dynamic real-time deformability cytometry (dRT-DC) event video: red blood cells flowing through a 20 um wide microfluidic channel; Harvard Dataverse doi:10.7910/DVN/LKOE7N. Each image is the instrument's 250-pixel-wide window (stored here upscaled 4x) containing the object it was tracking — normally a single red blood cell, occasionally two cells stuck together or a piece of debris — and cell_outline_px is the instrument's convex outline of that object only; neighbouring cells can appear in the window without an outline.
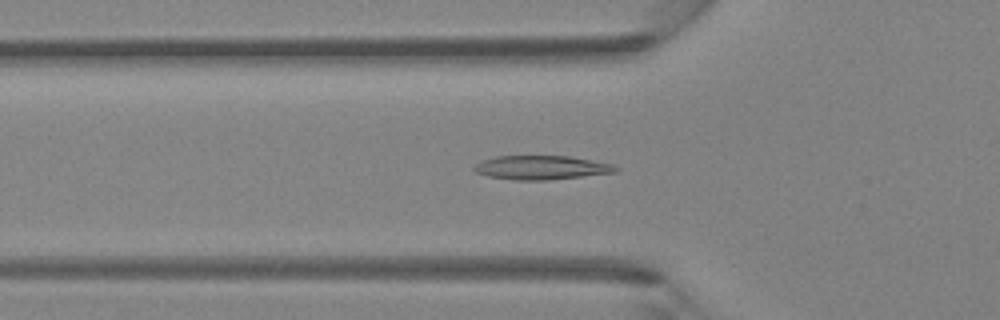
{"species": "Egyptian fruit bat (a non-hibernating species)", "species_latin": "Rousettus aegyptiacus", "temperature_condition": "room temperature", "stored_images_in_passage": 43, "camera_frame_rate_fps": 3000, "um_per_image_px": 0.085, "animal": {"sex": "female"}, "frame": {"image": 1, "passage_image": 12, "time_ms": 3.667, "image_size_px": [1000, 320], "cell_outline_px": [[620, 168], [616, 172], [548, 180], [516, 180], [488, 176], [476, 172], [472, 168], [480, 160], [496, 156], [568, 156], [612, 164]], "centroid_in_image_um": [45.98, 14.24], "position_along_channel_um": 79.8, "area_um2": 19.65}}
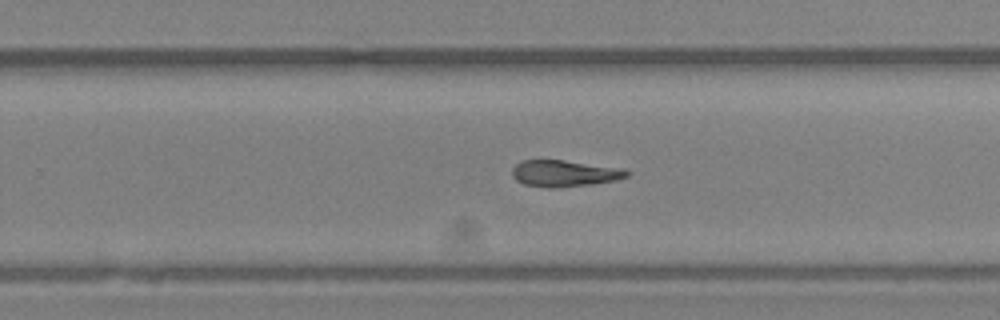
{"frame": {"image": 2, "passage_image": 26, "time_ms": 8.333, "image_size_px": [1000, 320], "cell_outline_px": [[632, 172], [628, 176], [616, 180], [560, 188], [548, 188], [524, 184], [516, 180], [512, 176], [512, 168], [520, 160], [564, 160], [624, 168]], "centroid_in_image_um": [47.98, 14.73], "position_along_channel_um": 281.8, "area_um2": 17.86}}
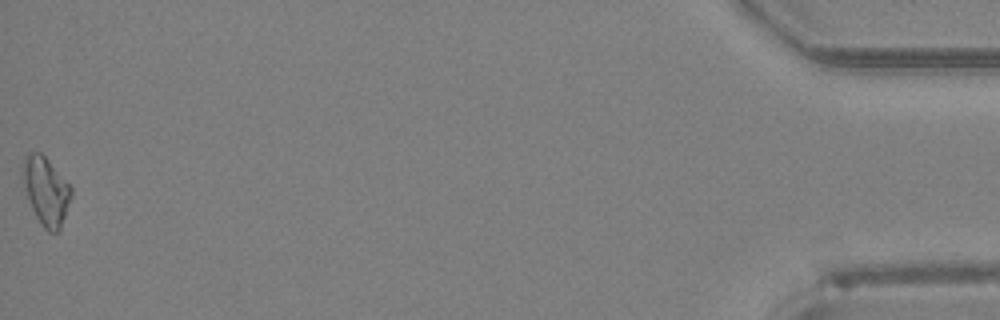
{"frame": {"image": 3, "passage_image": 43, "time_ms": 14.0, "image_size_px": [1000, 320], "cell_outline_px": [[72, 196], [60, 232], [48, 232], [40, 224], [32, 208], [20, 172], [20, 168], [24, 156], [28, 152], [40, 152], [48, 160], [72, 188]], "centroid_in_image_um": [3.9, 16.23], "position_along_channel_um": 431.3, "area_um2": 19.31}, "authors_computed_cell_mechanics": {"area_um2": 18.0336, "velocity_mm_per_s": 4.3396, "shape_relaxation_time_tau1_ms": null, "shape_relaxation_time_tau2_ms": 10.959, "deformation_change_tau1": null, "deformation_change_tau2": 0.2225}}